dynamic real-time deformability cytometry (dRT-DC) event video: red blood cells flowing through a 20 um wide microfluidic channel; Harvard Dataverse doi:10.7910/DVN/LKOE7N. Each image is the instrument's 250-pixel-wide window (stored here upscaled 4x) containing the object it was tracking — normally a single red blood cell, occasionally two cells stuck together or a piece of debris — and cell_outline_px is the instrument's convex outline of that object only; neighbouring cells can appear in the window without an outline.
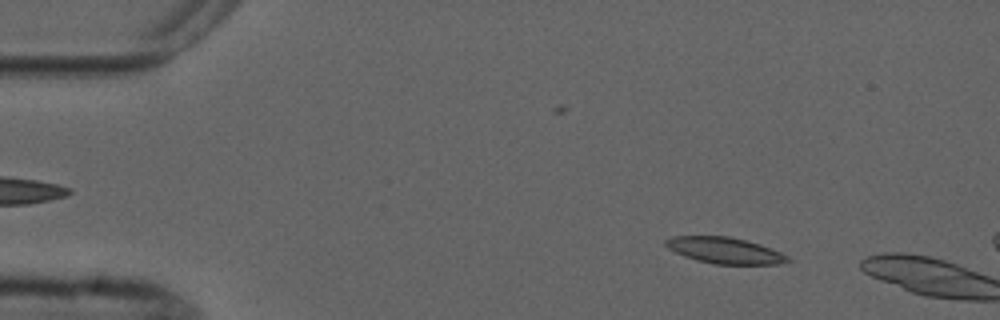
{"species": "common noctule bat (a hibernating species)", "species_latin": "Nyctalus noctula", "temperature_condition": "cold", "stored_images_in_passage": 2, "camera_frame_rate_fps": 3000, "um_per_image_px": 0.085, "animal": {"sex": "male", "forearm_length_mm": 52.5}, "frame": {"image": 1, "passage_image": 1, "time_ms": 0.0, "image_size_px": [1000, 320], "cell_outline_px": [[792, 260], [780, 264], [716, 264], [696, 260], [684, 256], [668, 248], [664, 244], [664, 240], [672, 236], [728, 236], [760, 244], [780, 252], [788, 256]], "centroid_in_image_um": [61.59, 21.28], "position_along_channel_um": 23.4, "area_um2": 18.55}}